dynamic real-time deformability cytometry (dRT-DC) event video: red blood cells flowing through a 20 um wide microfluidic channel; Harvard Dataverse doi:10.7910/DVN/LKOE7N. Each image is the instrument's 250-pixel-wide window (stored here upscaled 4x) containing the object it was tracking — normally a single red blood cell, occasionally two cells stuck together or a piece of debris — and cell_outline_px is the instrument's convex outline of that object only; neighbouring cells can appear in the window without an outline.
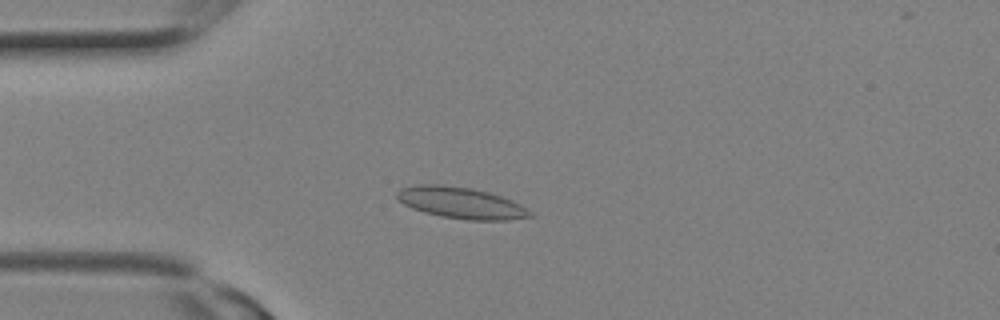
{"species": "Egyptian fruit bat (a non-hibernating species)", "species_latin": "Rousettus aegyptiacus", "temperature_condition": "room temperature", "stored_images_in_passage": 8, "camera_frame_rate_fps": 3000, "um_per_image_px": 0.085, "animal": {"sex": "female"}, "frame": {"image": 1, "passage_image": 6, "time_ms": 1.667, "image_size_px": [1000, 320], "cell_outline_px": [[536, 216], [508, 220], [464, 220], [440, 216], [424, 212], [412, 208], [404, 204], [396, 196], [396, 192], [400, 188], [416, 184], [440, 184], [472, 188], [488, 192], [512, 200], [528, 208]], "centroid_in_image_um": [39.2, 17.24], "position_along_channel_um": 45.8, "area_um2": 24.57}}